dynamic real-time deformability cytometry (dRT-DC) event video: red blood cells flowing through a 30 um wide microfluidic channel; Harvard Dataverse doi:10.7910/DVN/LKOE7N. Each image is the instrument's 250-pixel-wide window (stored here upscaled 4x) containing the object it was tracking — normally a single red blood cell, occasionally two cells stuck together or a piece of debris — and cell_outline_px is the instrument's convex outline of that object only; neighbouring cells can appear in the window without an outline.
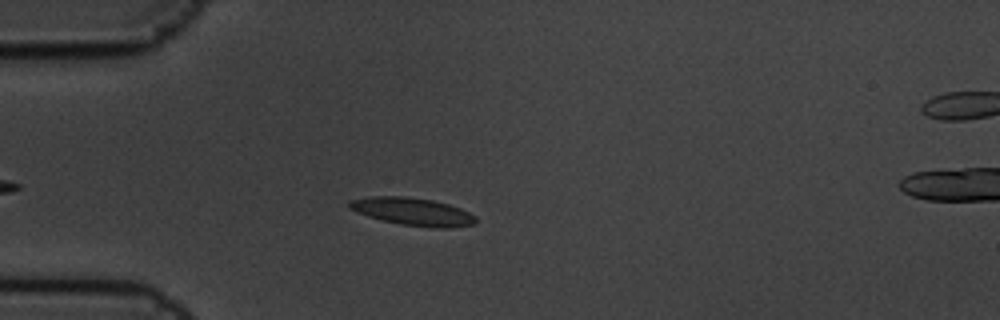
{"species": "common noctule bat (a hibernating species)", "species_latin": "Nyctalus noctula", "temperature_condition": "cold", "stored_images_in_passage": 5, "camera_frame_rate_fps": 3000, "um_per_image_px": 0.085, "animal": {"sex": "male", "body_mass_g": 19.5, "forearm_length_mm": 54.6}, "frame": {"image": 1, "passage_image": 2, "time_ms": 0.333, "image_size_px": [1000, 320], "cell_outline_px": [[476, 220], [472, 224], [448, 228], [436, 228], [400, 224], [380, 220], [356, 212], [348, 208], [348, 200], [368, 196], [408, 196], [432, 200], [448, 204], [460, 208], [476, 216]], "centroid_in_image_um": [35.02, 17.97], "position_along_channel_um": 50.0, "area_um2": 20.52}}
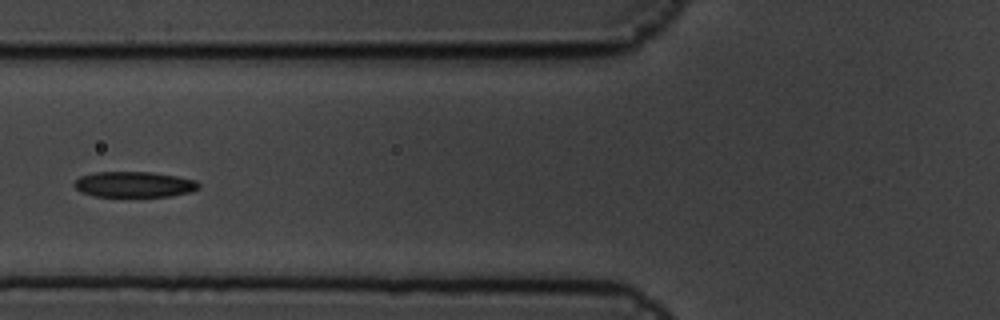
{"frame": {"image": 2, "passage_image": 4, "time_ms": 1.0, "image_size_px": [1000, 320], "cell_outline_px": [[200, 188], [192, 192], [172, 196], [92, 196], [80, 192], [72, 184], [80, 176], [96, 172], [152, 172], [176, 176], [196, 180], [200, 184]], "centroid_in_image_um": [11.42, 15.68], "position_along_channel_um": 114.4, "area_um2": 18.73}}
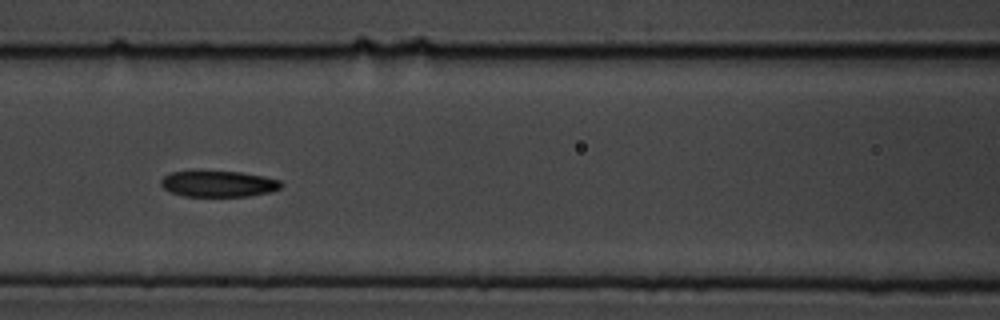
{"frame": {"image": 3, "passage_image": 5, "time_ms": 1.333, "image_size_px": [1000, 320], "cell_outline_px": [[284, 184], [280, 188], [272, 192], [248, 196], [184, 196], [172, 192], [164, 188], [160, 184], [160, 180], [164, 176], [172, 172], [240, 172], [264, 176], [280, 180]], "centroid_in_image_um": [18.62, 15.63], "position_along_channel_um": 148.0, "area_um2": 18.09}}